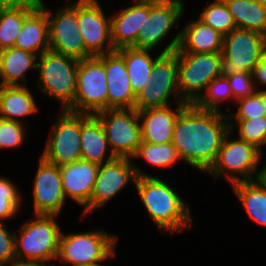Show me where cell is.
Returning a JSON list of instances; mask_svg holds the SVG:
<instances>
[{
	"label": "cell",
	"mask_w": 266,
	"mask_h": 266,
	"mask_svg": "<svg viewBox=\"0 0 266 266\" xmlns=\"http://www.w3.org/2000/svg\"><path fill=\"white\" fill-rule=\"evenodd\" d=\"M99 165L78 160L59 167L65 198H72L84 206V214L89 212V201L94 188Z\"/></svg>",
	"instance_id": "19"
},
{
	"label": "cell",
	"mask_w": 266,
	"mask_h": 266,
	"mask_svg": "<svg viewBox=\"0 0 266 266\" xmlns=\"http://www.w3.org/2000/svg\"><path fill=\"white\" fill-rule=\"evenodd\" d=\"M148 81L157 89H178L176 50L159 52Z\"/></svg>",
	"instance_id": "30"
},
{
	"label": "cell",
	"mask_w": 266,
	"mask_h": 266,
	"mask_svg": "<svg viewBox=\"0 0 266 266\" xmlns=\"http://www.w3.org/2000/svg\"><path fill=\"white\" fill-rule=\"evenodd\" d=\"M38 86L42 93L61 103L62 110H68L75 99L79 60L45 51L38 56Z\"/></svg>",
	"instance_id": "4"
},
{
	"label": "cell",
	"mask_w": 266,
	"mask_h": 266,
	"mask_svg": "<svg viewBox=\"0 0 266 266\" xmlns=\"http://www.w3.org/2000/svg\"><path fill=\"white\" fill-rule=\"evenodd\" d=\"M20 192L14 182L0 177V221L14 217L21 207Z\"/></svg>",
	"instance_id": "36"
},
{
	"label": "cell",
	"mask_w": 266,
	"mask_h": 266,
	"mask_svg": "<svg viewBox=\"0 0 266 266\" xmlns=\"http://www.w3.org/2000/svg\"><path fill=\"white\" fill-rule=\"evenodd\" d=\"M255 1L261 4L262 6L266 7V0H255Z\"/></svg>",
	"instance_id": "47"
},
{
	"label": "cell",
	"mask_w": 266,
	"mask_h": 266,
	"mask_svg": "<svg viewBox=\"0 0 266 266\" xmlns=\"http://www.w3.org/2000/svg\"><path fill=\"white\" fill-rule=\"evenodd\" d=\"M187 104L176 103L175 110L171 108V105H168L137 111L141 125L142 142L152 144L171 142L176 119Z\"/></svg>",
	"instance_id": "20"
},
{
	"label": "cell",
	"mask_w": 266,
	"mask_h": 266,
	"mask_svg": "<svg viewBox=\"0 0 266 266\" xmlns=\"http://www.w3.org/2000/svg\"><path fill=\"white\" fill-rule=\"evenodd\" d=\"M100 119L110 148L117 158L133 159L141 144V125L135 108L106 109L95 113Z\"/></svg>",
	"instance_id": "9"
},
{
	"label": "cell",
	"mask_w": 266,
	"mask_h": 266,
	"mask_svg": "<svg viewBox=\"0 0 266 266\" xmlns=\"http://www.w3.org/2000/svg\"><path fill=\"white\" fill-rule=\"evenodd\" d=\"M60 111L41 155L47 162L59 167L81 160V113Z\"/></svg>",
	"instance_id": "11"
},
{
	"label": "cell",
	"mask_w": 266,
	"mask_h": 266,
	"mask_svg": "<svg viewBox=\"0 0 266 266\" xmlns=\"http://www.w3.org/2000/svg\"><path fill=\"white\" fill-rule=\"evenodd\" d=\"M174 96L175 103H186L180 96L179 89H157L153 83L146 82L137 93L134 108L139 111L147 108L165 107L170 105V97Z\"/></svg>",
	"instance_id": "32"
},
{
	"label": "cell",
	"mask_w": 266,
	"mask_h": 266,
	"mask_svg": "<svg viewBox=\"0 0 266 266\" xmlns=\"http://www.w3.org/2000/svg\"><path fill=\"white\" fill-rule=\"evenodd\" d=\"M118 237L107 231L61 232L57 259L72 266H88L116 255Z\"/></svg>",
	"instance_id": "6"
},
{
	"label": "cell",
	"mask_w": 266,
	"mask_h": 266,
	"mask_svg": "<svg viewBox=\"0 0 266 266\" xmlns=\"http://www.w3.org/2000/svg\"><path fill=\"white\" fill-rule=\"evenodd\" d=\"M252 78L254 82L255 89L257 90L256 85H265L266 86V48L264 49L260 61L252 70ZM256 80H255V79ZM258 82V84H256Z\"/></svg>",
	"instance_id": "41"
},
{
	"label": "cell",
	"mask_w": 266,
	"mask_h": 266,
	"mask_svg": "<svg viewBox=\"0 0 266 266\" xmlns=\"http://www.w3.org/2000/svg\"><path fill=\"white\" fill-rule=\"evenodd\" d=\"M133 157L134 159L143 158L148 164L163 169H167L181 160L172 142L163 144L141 142Z\"/></svg>",
	"instance_id": "31"
},
{
	"label": "cell",
	"mask_w": 266,
	"mask_h": 266,
	"mask_svg": "<svg viewBox=\"0 0 266 266\" xmlns=\"http://www.w3.org/2000/svg\"><path fill=\"white\" fill-rule=\"evenodd\" d=\"M227 113L187 104L176 119L172 144L186 164L207 171L215 163L224 136L230 131Z\"/></svg>",
	"instance_id": "1"
},
{
	"label": "cell",
	"mask_w": 266,
	"mask_h": 266,
	"mask_svg": "<svg viewBox=\"0 0 266 266\" xmlns=\"http://www.w3.org/2000/svg\"><path fill=\"white\" fill-rule=\"evenodd\" d=\"M226 77L229 81L230 89L235 100L250 96L256 92L252 73H234L227 75Z\"/></svg>",
	"instance_id": "39"
},
{
	"label": "cell",
	"mask_w": 266,
	"mask_h": 266,
	"mask_svg": "<svg viewBox=\"0 0 266 266\" xmlns=\"http://www.w3.org/2000/svg\"><path fill=\"white\" fill-rule=\"evenodd\" d=\"M104 64L93 56L79 60L75 99L68 111L95 114L107 109V86Z\"/></svg>",
	"instance_id": "10"
},
{
	"label": "cell",
	"mask_w": 266,
	"mask_h": 266,
	"mask_svg": "<svg viewBox=\"0 0 266 266\" xmlns=\"http://www.w3.org/2000/svg\"><path fill=\"white\" fill-rule=\"evenodd\" d=\"M96 57L104 64L106 71L107 109L134 108L136 95L123 57L116 50Z\"/></svg>",
	"instance_id": "18"
},
{
	"label": "cell",
	"mask_w": 266,
	"mask_h": 266,
	"mask_svg": "<svg viewBox=\"0 0 266 266\" xmlns=\"http://www.w3.org/2000/svg\"><path fill=\"white\" fill-rule=\"evenodd\" d=\"M266 48V35L235 28L223 38L221 75L250 72L260 61Z\"/></svg>",
	"instance_id": "8"
},
{
	"label": "cell",
	"mask_w": 266,
	"mask_h": 266,
	"mask_svg": "<svg viewBox=\"0 0 266 266\" xmlns=\"http://www.w3.org/2000/svg\"><path fill=\"white\" fill-rule=\"evenodd\" d=\"M39 5L33 0L29 5L0 7V51L14 47L24 19Z\"/></svg>",
	"instance_id": "29"
},
{
	"label": "cell",
	"mask_w": 266,
	"mask_h": 266,
	"mask_svg": "<svg viewBox=\"0 0 266 266\" xmlns=\"http://www.w3.org/2000/svg\"><path fill=\"white\" fill-rule=\"evenodd\" d=\"M235 102L239 106L236 113L227 115L229 123H233V120H250L257 117H266V108L256 92Z\"/></svg>",
	"instance_id": "37"
},
{
	"label": "cell",
	"mask_w": 266,
	"mask_h": 266,
	"mask_svg": "<svg viewBox=\"0 0 266 266\" xmlns=\"http://www.w3.org/2000/svg\"><path fill=\"white\" fill-rule=\"evenodd\" d=\"M230 133L229 131L224 136L217 159L207 172L215 180L225 176L231 185L257 180L261 172L257 169L264 154L246 141L239 138L231 139Z\"/></svg>",
	"instance_id": "5"
},
{
	"label": "cell",
	"mask_w": 266,
	"mask_h": 266,
	"mask_svg": "<svg viewBox=\"0 0 266 266\" xmlns=\"http://www.w3.org/2000/svg\"><path fill=\"white\" fill-rule=\"evenodd\" d=\"M237 28L266 35V7L255 0H224Z\"/></svg>",
	"instance_id": "28"
},
{
	"label": "cell",
	"mask_w": 266,
	"mask_h": 266,
	"mask_svg": "<svg viewBox=\"0 0 266 266\" xmlns=\"http://www.w3.org/2000/svg\"><path fill=\"white\" fill-rule=\"evenodd\" d=\"M222 52L177 53V78L181 98L195 103L213 79L221 76Z\"/></svg>",
	"instance_id": "7"
},
{
	"label": "cell",
	"mask_w": 266,
	"mask_h": 266,
	"mask_svg": "<svg viewBox=\"0 0 266 266\" xmlns=\"http://www.w3.org/2000/svg\"><path fill=\"white\" fill-rule=\"evenodd\" d=\"M15 232L9 231L4 222H0V265L8 266L16 261Z\"/></svg>",
	"instance_id": "40"
},
{
	"label": "cell",
	"mask_w": 266,
	"mask_h": 266,
	"mask_svg": "<svg viewBox=\"0 0 266 266\" xmlns=\"http://www.w3.org/2000/svg\"><path fill=\"white\" fill-rule=\"evenodd\" d=\"M55 217L58 215H35L22 225L19 235L15 232L16 260L49 265L57 259L61 229Z\"/></svg>",
	"instance_id": "3"
},
{
	"label": "cell",
	"mask_w": 266,
	"mask_h": 266,
	"mask_svg": "<svg viewBox=\"0 0 266 266\" xmlns=\"http://www.w3.org/2000/svg\"><path fill=\"white\" fill-rule=\"evenodd\" d=\"M266 186V162L260 172V177L258 178Z\"/></svg>",
	"instance_id": "45"
},
{
	"label": "cell",
	"mask_w": 266,
	"mask_h": 266,
	"mask_svg": "<svg viewBox=\"0 0 266 266\" xmlns=\"http://www.w3.org/2000/svg\"><path fill=\"white\" fill-rule=\"evenodd\" d=\"M38 56L15 47L0 51V85H27L26 72L37 69Z\"/></svg>",
	"instance_id": "25"
},
{
	"label": "cell",
	"mask_w": 266,
	"mask_h": 266,
	"mask_svg": "<svg viewBox=\"0 0 266 266\" xmlns=\"http://www.w3.org/2000/svg\"><path fill=\"white\" fill-rule=\"evenodd\" d=\"M236 125V126H235ZM238 126V138L254 145L263 153L266 146V117H257L250 120H234L229 123L230 132Z\"/></svg>",
	"instance_id": "35"
},
{
	"label": "cell",
	"mask_w": 266,
	"mask_h": 266,
	"mask_svg": "<svg viewBox=\"0 0 266 266\" xmlns=\"http://www.w3.org/2000/svg\"><path fill=\"white\" fill-rule=\"evenodd\" d=\"M14 47L37 56L49 50V22L43 0H39V5L24 19Z\"/></svg>",
	"instance_id": "22"
},
{
	"label": "cell",
	"mask_w": 266,
	"mask_h": 266,
	"mask_svg": "<svg viewBox=\"0 0 266 266\" xmlns=\"http://www.w3.org/2000/svg\"><path fill=\"white\" fill-rule=\"evenodd\" d=\"M34 215H60L66 198L59 166L40 157L33 187Z\"/></svg>",
	"instance_id": "16"
},
{
	"label": "cell",
	"mask_w": 266,
	"mask_h": 266,
	"mask_svg": "<svg viewBox=\"0 0 266 266\" xmlns=\"http://www.w3.org/2000/svg\"><path fill=\"white\" fill-rule=\"evenodd\" d=\"M131 160L116 157L112 161L99 165L89 201V212L103 208L109 200L119 194L129 180L135 183L137 177L152 176L145 171L142 172Z\"/></svg>",
	"instance_id": "13"
},
{
	"label": "cell",
	"mask_w": 266,
	"mask_h": 266,
	"mask_svg": "<svg viewBox=\"0 0 266 266\" xmlns=\"http://www.w3.org/2000/svg\"><path fill=\"white\" fill-rule=\"evenodd\" d=\"M134 1L133 5L118 10L111 20V41L114 50L132 47L141 26L144 23V3L139 0Z\"/></svg>",
	"instance_id": "23"
},
{
	"label": "cell",
	"mask_w": 266,
	"mask_h": 266,
	"mask_svg": "<svg viewBox=\"0 0 266 266\" xmlns=\"http://www.w3.org/2000/svg\"><path fill=\"white\" fill-rule=\"evenodd\" d=\"M198 19L217 30L223 36L237 28L233 16L224 0H213L201 11Z\"/></svg>",
	"instance_id": "33"
},
{
	"label": "cell",
	"mask_w": 266,
	"mask_h": 266,
	"mask_svg": "<svg viewBox=\"0 0 266 266\" xmlns=\"http://www.w3.org/2000/svg\"><path fill=\"white\" fill-rule=\"evenodd\" d=\"M33 0H0V7H19L29 5Z\"/></svg>",
	"instance_id": "42"
},
{
	"label": "cell",
	"mask_w": 266,
	"mask_h": 266,
	"mask_svg": "<svg viewBox=\"0 0 266 266\" xmlns=\"http://www.w3.org/2000/svg\"><path fill=\"white\" fill-rule=\"evenodd\" d=\"M140 2L151 4V5H159V4H185L182 0H139Z\"/></svg>",
	"instance_id": "43"
},
{
	"label": "cell",
	"mask_w": 266,
	"mask_h": 266,
	"mask_svg": "<svg viewBox=\"0 0 266 266\" xmlns=\"http://www.w3.org/2000/svg\"><path fill=\"white\" fill-rule=\"evenodd\" d=\"M256 93L260 96L261 100H262V103L263 105L265 106L266 108V89H263V90H256Z\"/></svg>",
	"instance_id": "46"
},
{
	"label": "cell",
	"mask_w": 266,
	"mask_h": 266,
	"mask_svg": "<svg viewBox=\"0 0 266 266\" xmlns=\"http://www.w3.org/2000/svg\"><path fill=\"white\" fill-rule=\"evenodd\" d=\"M224 36L199 19L189 21L168 43L162 53L222 52Z\"/></svg>",
	"instance_id": "17"
},
{
	"label": "cell",
	"mask_w": 266,
	"mask_h": 266,
	"mask_svg": "<svg viewBox=\"0 0 266 266\" xmlns=\"http://www.w3.org/2000/svg\"><path fill=\"white\" fill-rule=\"evenodd\" d=\"M228 99H233L234 103L236 101L232 95L227 77L221 75L211 81L206 88V92L194 104L204 110L222 112L218 104Z\"/></svg>",
	"instance_id": "34"
},
{
	"label": "cell",
	"mask_w": 266,
	"mask_h": 266,
	"mask_svg": "<svg viewBox=\"0 0 266 266\" xmlns=\"http://www.w3.org/2000/svg\"><path fill=\"white\" fill-rule=\"evenodd\" d=\"M26 124L0 118V150L16 148L23 144Z\"/></svg>",
	"instance_id": "38"
},
{
	"label": "cell",
	"mask_w": 266,
	"mask_h": 266,
	"mask_svg": "<svg viewBox=\"0 0 266 266\" xmlns=\"http://www.w3.org/2000/svg\"><path fill=\"white\" fill-rule=\"evenodd\" d=\"M77 21L86 50L92 56L115 51L111 41L110 16L106 18L97 0H78Z\"/></svg>",
	"instance_id": "14"
},
{
	"label": "cell",
	"mask_w": 266,
	"mask_h": 266,
	"mask_svg": "<svg viewBox=\"0 0 266 266\" xmlns=\"http://www.w3.org/2000/svg\"><path fill=\"white\" fill-rule=\"evenodd\" d=\"M184 7V4L151 5L144 3V23L132 47L153 50L160 45L174 25H179L177 21L181 19Z\"/></svg>",
	"instance_id": "15"
},
{
	"label": "cell",
	"mask_w": 266,
	"mask_h": 266,
	"mask_svg": "<svg viewBox=\"0 0 266 266\" xmlns=\"http://www.w3.org/2000/svg\"><path fill=\"white\" fill-rule=\"evenodd\" d=\"M88 266H104V265H102V263L100 262V263H98V264L88 265Z\"/></svg>",
	"instance_id": "48"
},
{
	"label": "cell",
	"mask_w": 266,
	"mask_h": 266,
	"mask_svg": "<svg viewBox=\"0 0 266 266\" xmlns=\"http://www.w3.org/2000/svg\"><path fill=\"white\" fill-rule=\"evenodd\" d=\"M116 51L125 61L131 87L137 95L148 81L156 58L151 57L149 49L127 47Z\"/></svg>",
	"instance_id": "27"
},
{
	"label": "cell",
	"mask_w": 266,
	"mask_h": 266,
	"mask_svg": "<svg viewBox=\"0 0 266 266\" xmlns=\"http://www.w3.org/2000/svg\"><path fill=\"white\" fill-rule=\"evenodd\" d=\"M73 2L58 8L54 14L46 9L49 22V50L77 60L88 59L93 56L86 50L83 37L79 33L77 1Z\"/></svg>",
	"instance_id": "12"
},
{
	"label": "cell",
	"mask_w": 266,
	"mask_h": 266,
	"mask_svg": "<svg viewBox=\"0 0 266 266\" xmlns=\"http://www.w3.org/2000/svg\"><path fill=\"white\" fill-rule=\"evenodd\" d=\"M38 106L27 85H0V118L26 123L20 117L35 114Z\"/></svg>",
	"instance_id": "24"
},
{
	"label": "cell",
	"mask_w": 266,
	"mask_h": 266,
	"mask_svg": "<svg viewBox=\"0 0 266 266\" xmlns=\"http://www.w3.org/2000/svg\"><path fill=\"white\" fill-rule=\"evenodd\" d=\"M231 187L248 216L257 224L266 227V186L257 179L238 182Z\"/></svg>",
	"instance_id": "26"
},
{
	"label": "cell",
	"mask_w": 266,
	"mask_h": 266,
	"mask_svg": "<svg viewBox=\"0 0 266 266\" xmlns=\"http://www.w3.org/2000/svg\"><path fill=\"white\" fill-rule=\"evenodd\" d=\"M51 266H55L54 263H49ZM46 265L40 262H29V261H13L10 265L8 266H50Z\"/></svg>",
	"instance_id": "44"
},
{
	"label": "cell",
	"mask_w": 266,
	"mask_h": 266,
	"mask_svg": "<svg viewBox=\"0 0 266 266\" xmlns=\"http://www.w3.org/2000/svg\"><path fill=\"white\" fill-rule=\"evenodd\" d=\"M80 144L81 160L102 165L116 158L109 152L105 159L110 147L101 121L95 114L81 113Z\"/></svg>",
	"instance_id": "21"
},
{
	"label": "cell",
	"mask_w": 266,
	"mask_h": 266,
	"mask_svg": "<svg viewBox=\"0 0 266 266\" xmlns=\"http://www.w3.org/2000/svg\"><path fill=\"white\" fill-rule=\"evenodd\" d=\"M134 184L144 207L159 230L173 234L192 226L189 205L171 185L155 176L137 177Z\"/></svg>",
	"instance_id": "2"
}]
</instances>
